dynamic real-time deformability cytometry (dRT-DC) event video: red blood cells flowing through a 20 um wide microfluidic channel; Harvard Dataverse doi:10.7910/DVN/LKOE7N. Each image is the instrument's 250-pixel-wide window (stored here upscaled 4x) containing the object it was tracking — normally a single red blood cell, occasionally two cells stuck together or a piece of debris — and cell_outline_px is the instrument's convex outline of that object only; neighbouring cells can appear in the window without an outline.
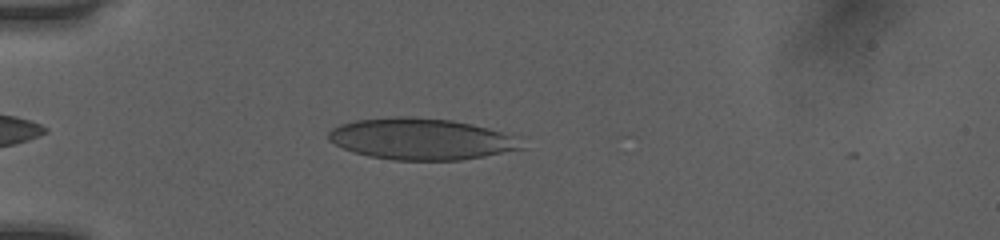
{"species": "human", "species_latin": "Homo sapiens", "temperature_condition": "room temperature", "stored_images_in_passage": 41, "camera_frame_rate_fps": 3000, "um_per_image_px": 0.085, "donor": {"sex": "female"}, "frame": {"image": 1, "passage_image": 5, "time_ms": 1.333, "image_size_px": [1000, 240], "cell_outline_px": [[524, 148], [484, 156], [460, 160], [392, 160], [368, 156], [352, 152], [328, 140], [328, 132], [332, 128], [340, 124], [356, 120], [396, 116], [408, 116], [452, 120], [472, 124], [488, 128], [500, 132], [508, 136]], "centroid_in_image_um": [35.68, 11.81], "position_along_channel_um": 49.3, "area_um2": 46.01}}
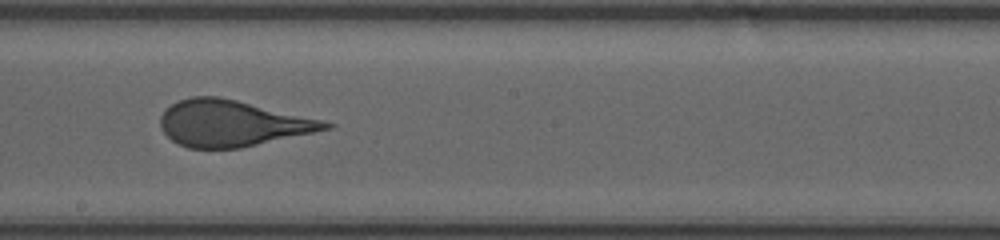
{"frame": {"image": 2, "passage_image": 20, "time_ms": 6.333, "image_size_px": [1000, 240], "cell_outline_px": [[336, 124], [332, 128], [240, 148], [188, 148], [176, 144], [160, 128], [160, 116], [172, 104], [180, 100], [192, 96], [220, 96], [320, 120]], "centroid_in_image_um": [19.68, 10.49], "position_along_channel_um": 228.5, "area_um2": 43.87}}
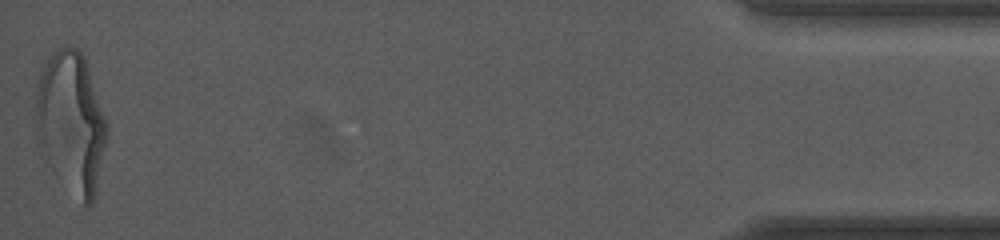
{"frame": {"image": 3, "passage_image": 41, "time_ms": 13.333, "image_size_px": [1000, 240], "cell_outline_px": [[108, 136], [92, 200], [88, 208], [84, 208], [40, 156], [36, 140], [36, 88], [40, 76], [48, 60], [60, 48], [76, 48], [84, 56], [108, 128]], "centroid_in_image_um": [6.01, 10.49], "position_along_channel_um": 429.2, "area_um2": 57.97}, "authors_computed_cell_mechanics": {"area_um2": 45.8932, "velocity_mm_per_s": 4.0515, "shape_relaxation_time_tau1_ms": 6.3154, "shape_relaxation_time_tau2_ms": null, "deformation_change_tau1": 0.2259, "deformation_change_tau2": null}}